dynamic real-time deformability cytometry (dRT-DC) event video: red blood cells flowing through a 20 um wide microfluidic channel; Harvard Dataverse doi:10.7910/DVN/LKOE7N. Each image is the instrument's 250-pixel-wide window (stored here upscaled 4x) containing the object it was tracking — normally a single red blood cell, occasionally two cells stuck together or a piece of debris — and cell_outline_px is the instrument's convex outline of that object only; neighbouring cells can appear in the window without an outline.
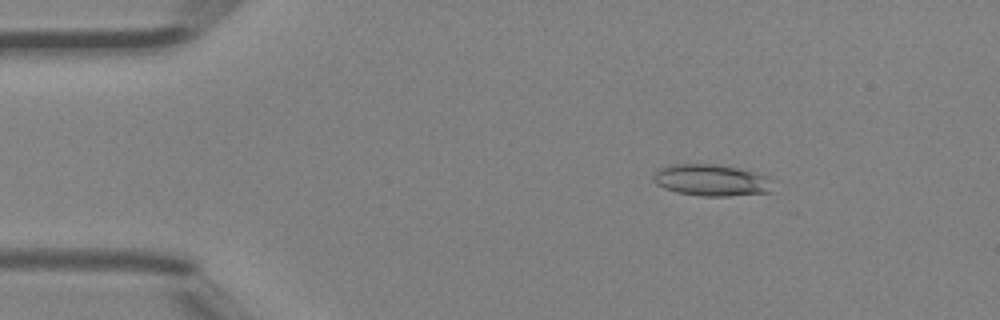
{"species": "Egyptian fruit bat (a non-hibernating species)", "species_latin": "Rousettus aegyptiacus", "temperature_condition": "room temperature", "stored_images_in_passage": 5, "camera_frame_rate_fps": 3000, "um_per_image_px": 0.085, "animal": {"sex": "female"}, "frame": {"image": 1, "passage_image": 2, "time_ms": 0.333, "image_size_px": [1000, 320], "cell_outline_px": [[776, 180], [772, 192], [728, 196], [704, 196], [676, 192], [664, 188], [656, 184], [652, 180], [652, 176], [660, 168], [668, 164], [720, 164], [740, 168], [756, 172], [768, 176]], "centroid_in_image_um": [60.54, 15.31], "position_along_channel_um": 24.5, "area_um2": 22.6}}
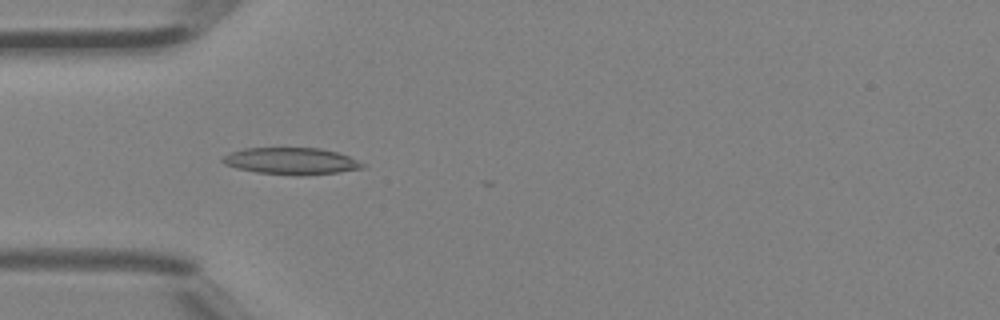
{"frame": {"image": 2, "passage_image": 4, "time_ms": 1.0, "image_size_px": [1000, 320], "cell_outline_px": [[368, 164], [364, 168], [340, 172], [296, 176], [256, 172], [236, 168], [224, 164], [220, 160], [224, 156], [232, 152], [244, 148], [320, 148], [336, 152], [348, 156]], "centroid_in_image_um": [24.78, 13.7], "position_along_channel_um": 60.2, "area_um2": 21.96}}